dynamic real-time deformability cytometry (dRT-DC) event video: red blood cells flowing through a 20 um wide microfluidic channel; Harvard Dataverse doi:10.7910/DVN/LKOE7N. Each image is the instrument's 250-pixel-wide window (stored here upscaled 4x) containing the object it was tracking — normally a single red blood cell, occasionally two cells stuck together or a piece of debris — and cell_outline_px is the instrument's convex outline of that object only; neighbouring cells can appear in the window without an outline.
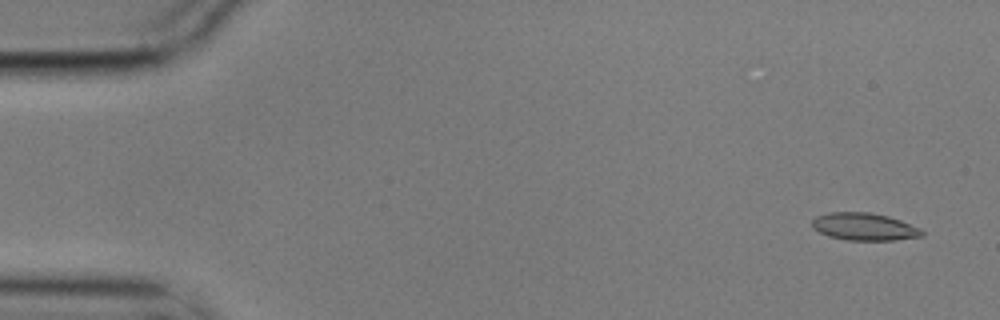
{"species": "common noctule bat (a hibernating species)", "species_latin": "Nyctalus noctula", "temperature_condition": "cold", "stored_images_in_passage": 3, "camera_frame_rate_fps": 3000, "um_per_image_px": 0.085, "animal": {"sex": "male", "body_mass_g": 17.9}, "frame": {"image": 1, "passage_image": 1, "time_ms": 0.0, "image_size_px": [1000, 320], "cell_outline_px": [[924, 236], [896, 240], [844, 240], [828, 236], [812, 228], [812, 220], [816, 216], [828, 212], [868, 212], [888, 216], [900, 220], [920, 228], [924, 232]], "centroid_in_image_um": [73.45, 19.27], "position_along_channel_um": 11.5, "area_um2": 17.69}}